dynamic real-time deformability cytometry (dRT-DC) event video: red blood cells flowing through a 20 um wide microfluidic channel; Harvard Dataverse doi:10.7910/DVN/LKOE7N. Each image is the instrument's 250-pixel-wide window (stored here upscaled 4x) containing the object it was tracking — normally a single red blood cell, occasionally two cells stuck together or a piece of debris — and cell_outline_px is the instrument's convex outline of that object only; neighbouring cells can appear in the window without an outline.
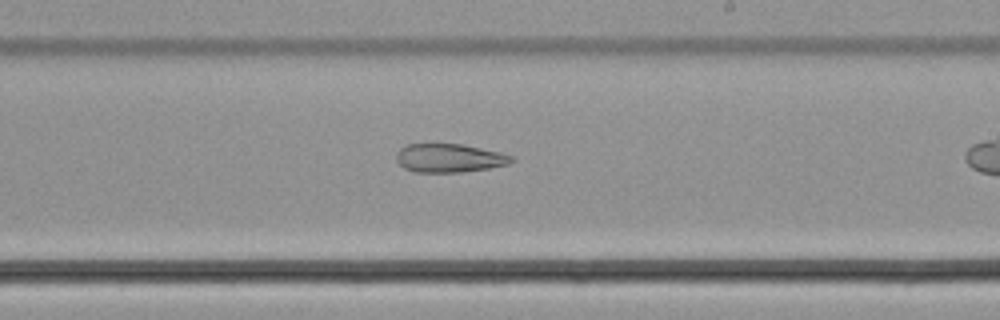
{"species": "common noctule bat (a hibernating species)", "species_latin": "Nyctalus noctula", "temperature_condition": "cold", "stored_images_in_passage": 36, "camera_frame_rate_fps": 3000, "um_per_image_px": 0.085, "animal": {"sex": "male", "body_mass_g": 21.5, "forearm_length_mm": 52.0}, "frame": {"image": 1, "passage_image": 26, "time_ms": 8.333, "image_size_px": [1000, 320], "cell_outline_px": [[516, 160], [508, 164], [488, 168], [464, 172], [416, 172], [404, 168], [396, 160], [396, 152], [400, 148], [408, 144], [464, 144], [500, 152], [512, 156]], "centroid_in_image_um": [38.2, 13.43], "position_along_channel_um": 250.8, "area_um2": 19.25}}